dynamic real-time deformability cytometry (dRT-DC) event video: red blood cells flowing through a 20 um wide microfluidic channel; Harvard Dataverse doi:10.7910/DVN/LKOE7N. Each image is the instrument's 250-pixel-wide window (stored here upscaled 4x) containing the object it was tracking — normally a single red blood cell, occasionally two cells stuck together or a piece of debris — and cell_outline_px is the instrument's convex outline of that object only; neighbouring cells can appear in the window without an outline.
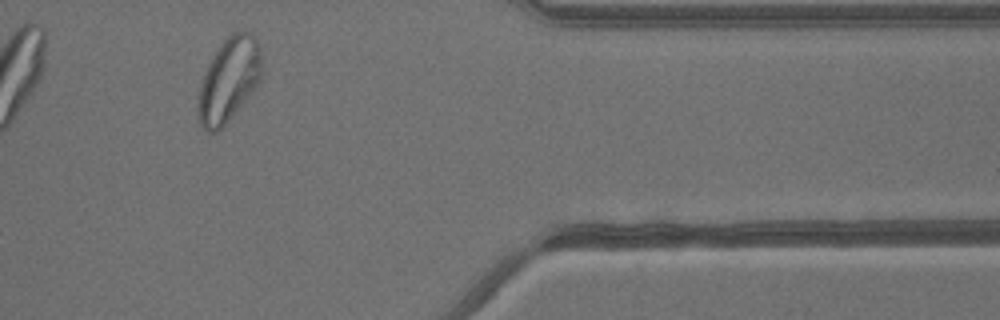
{"species": "common noctule bat (a hibernating species)", "species_latin": "Nyctalus noctula", "temperature_condition": "warm", "stored_images_in_passage": 26, "camera_frame_rate_fps": 3000, "um_per_image_px": 0.085, "animal": {"sex": "male", "body_mass_g": 13.3}, "frame": {"image": 1, "passage_image": 22, "time_ms": 7.0, "image_size_px": [1000, 320], "cell_outline_px": [[260, 80], [252, 92], [228, 120], [216, 132], [208, 132], [200, 124], [196, 104], [200, 88], [208, 64], [224, 40], [232, 32], [240, 28], [252, 32], [256, 36], [260, 44]], "centroid_in_image_um": [19.46, 6.73], "position_along_channel_um": 391.9, "area_um2": 30.87}}